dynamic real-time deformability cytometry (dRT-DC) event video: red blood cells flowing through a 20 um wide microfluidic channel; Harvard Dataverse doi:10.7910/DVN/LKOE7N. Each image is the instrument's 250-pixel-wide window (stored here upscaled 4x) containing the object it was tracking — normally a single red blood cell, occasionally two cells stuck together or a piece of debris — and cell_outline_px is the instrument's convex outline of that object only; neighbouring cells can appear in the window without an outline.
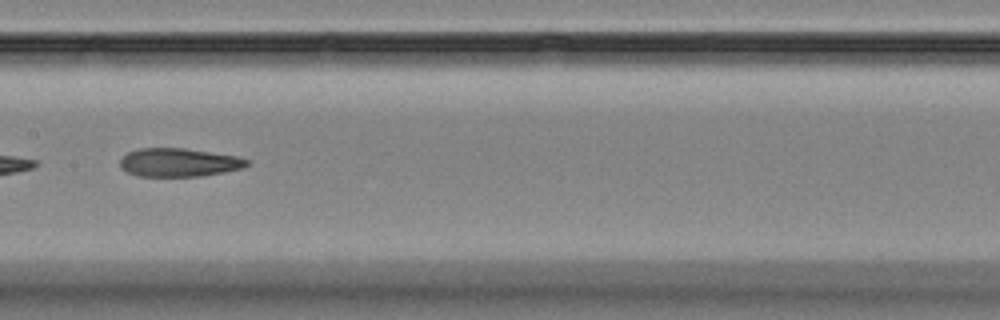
{"species": "Egyptian fruit bat (a non-hibernating species)", "species_latin": "Rousettus aegyptiacus", "temperature_condition": "room temperature", "stored_images_in_passage": 14, "camera_frame_rate_fps": 3000, "um_per_image_px": 0.085, "animal": {"sex": "female"}, "frame": {"image": 1, "passage_image": 8, "time_ms": 9.0, "image_size_px": [1000, 320], "cell_outline_px": [[248, 164], [244, 168], [224, 172], [200, 176], [136, 176], [120, 168], [120, 160], [128, 152], [140, 148], [184, 148], [236, 156], [248, 160]], "centroid_in_image_um": [15.19, 13.81], "position_along_channel_um": 192.2, "area_um2": 20.92}}
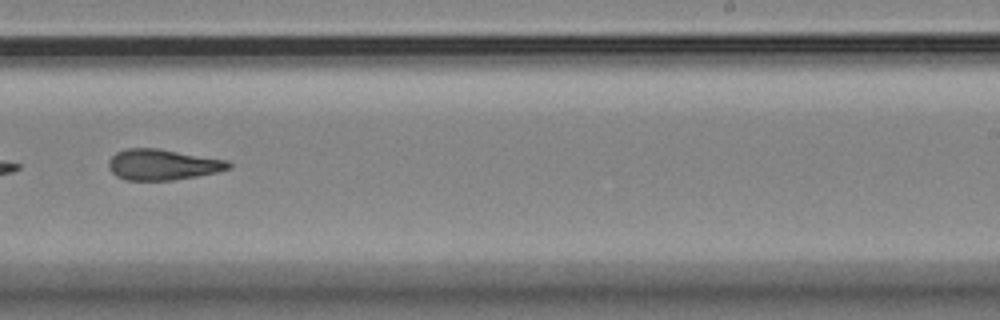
{"frame": {"image": 2, "passage_image": 10, "time_ms": 11.333, "image_size_px": [1000, 320], "cell_outline_px": [[232, 168], [216, 172], [196, 176], [172, 180], [124, 180], [116, 176], [108, 168], [108, 160], [116, 152], [124, 148], [160, 148], [228, 160], [232, 164]], "centroid_in_image_um": [13.81, 13.98], "position_along_channel_um": 275.2, "area_um2": 21.79}}
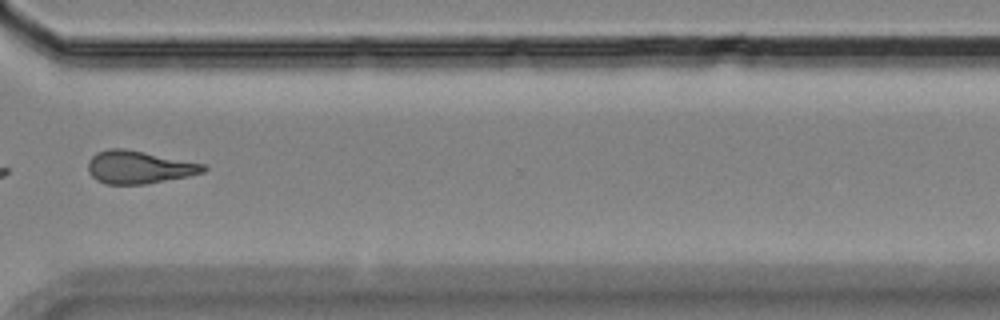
{"frame": {"image": 3, "passage_image": 12, "time_ms": 13.667, "image_size_px": [1000, 320], "cell_outline_px": [[208, 168], [204, 172], [188, 176], [144, 184], [104, 184], [96, 180], [88, 172], [88, 160], [96, 152], [108, 148], [124, 148], [204, 164]], "centroid_in_image_um": [11.76, 14.21], "position_along_channel_um": 358.8, "area_um2": 22.02}, "authors_computed_cell_mechanics": {"area_um2": 22.0796, "velocity_mm_per_s": 3.5848, "shape_relaxation_time_tau1_ms": 5.778, "shape_relaxation_time_tau2_ms": 3.4842, "deformation_change_tau1": 0.18, "deformation_change_tau2": 0.1378}}